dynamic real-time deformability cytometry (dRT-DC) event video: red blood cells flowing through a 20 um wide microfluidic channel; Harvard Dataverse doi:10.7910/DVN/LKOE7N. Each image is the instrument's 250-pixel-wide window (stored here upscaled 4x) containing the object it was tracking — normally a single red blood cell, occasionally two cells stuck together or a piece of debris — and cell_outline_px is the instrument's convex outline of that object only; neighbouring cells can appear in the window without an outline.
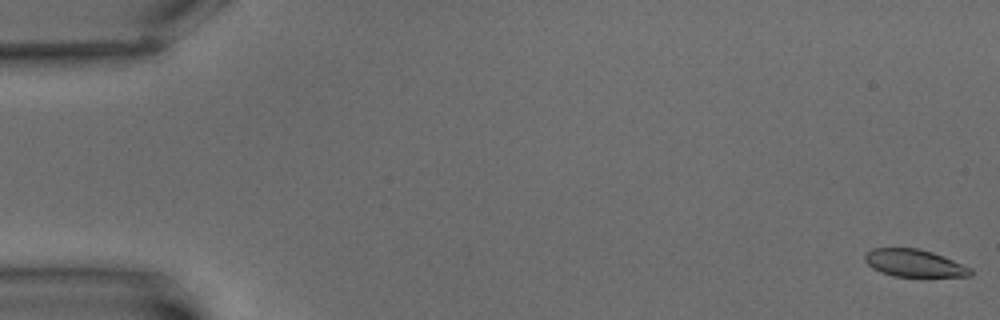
{"species": "common noctule bat (a hibernating species)", "species_latin": "Nyctalus noctula", "temperature_condition": "warm", "stored_images_in_passage": 6, "camera_frame_rate_fps": 3000, "um_per_image_px": 0.085, "animal": {"sex": "male", "body_mass_g": 15.6}, "frame": {"image": 1, "passage_image": 1, "time_ms": 0.0, "image_size_px": [1000, 320], "cell_outline_px": [[972, 276], [892, 276], [880, 272], [872, 268], [864, 260], [864, 252], [872, 248], [920, 248], [932, 252], [972, 268]], "centroid_in_image_um": [77.66, 22.36], "position_along_channel_um": 7.3, "area_um2": 16.88}}
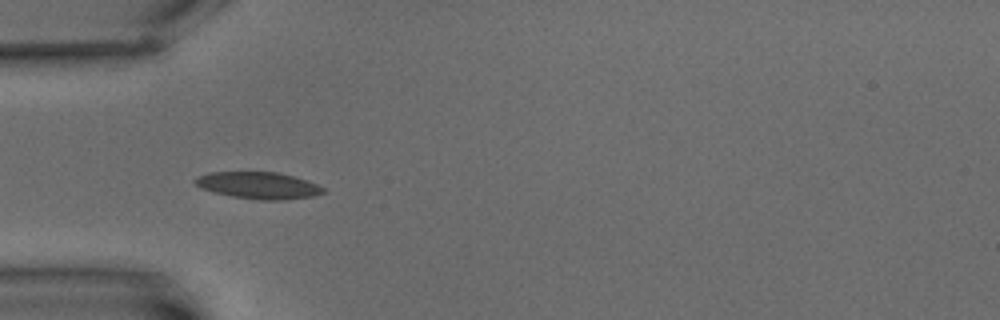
{"frame": {"image": 2, "passage_image": 5, "time_ms": 6.667, "image_size_px": [1000, 320], "cell_outline_px": [[324, 192], [312, 196], [284, 200], [260, 200], [232, 196], [212, 192], [200, 188], [192, 180], [196, 176], [208, 172], [276, 172], [308, 180], [324, 188]], "centroid_in_image_um": [21.91, 15.75], "position_along_channel_um": 63.1, "area_um2": 20.06}}